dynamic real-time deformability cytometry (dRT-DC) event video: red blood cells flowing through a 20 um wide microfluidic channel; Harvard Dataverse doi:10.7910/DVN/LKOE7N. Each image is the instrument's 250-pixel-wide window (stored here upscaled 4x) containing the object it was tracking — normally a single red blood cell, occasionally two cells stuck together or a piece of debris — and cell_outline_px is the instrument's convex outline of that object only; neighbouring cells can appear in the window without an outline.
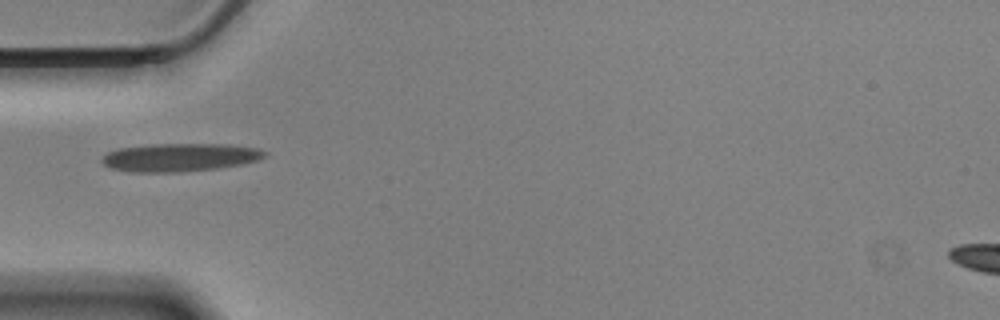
{"species": "Egyptian fruit bat (a non-hibernating species)", "species_latin": "Rousettus aegyptiacus", "temperature_condition": "cold", "stored_images_in_passage": 40, "camera_frame_rate_fps": 3000, "um_per_image_px": 0.085, "animal": {"sex": "male"}, "frame": {"image": 1, "passage_image": 1, "time_ms": 0.0, "image_size_px": [1000, 320], "cell_outline_px": [[268, 156], [260, 160], [244, 164], [216, 168], [180, 172], [128, 172], [108, 168], [100, 160], [108, 152], [120, 148], [152, 144], [228, 144], [260, 148], [268, 152]], "centroid_in_image_um": [15.34, 13.38], "position_along_channel_um": 69.7, "area_um2": 27.05}}
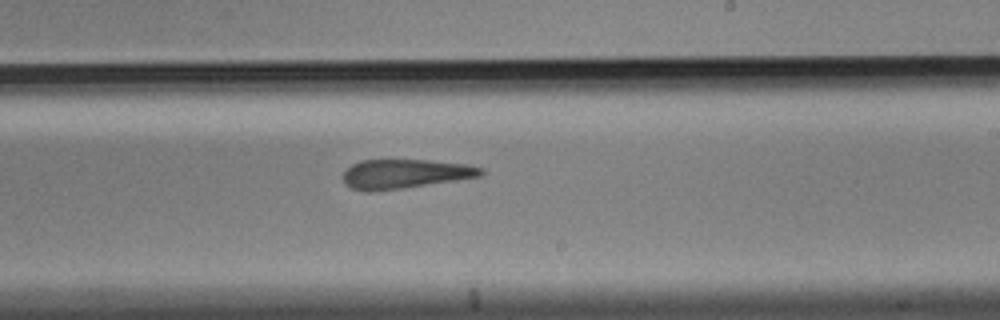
{"frame": {"image": 2, "passage_image": 17, "time_ms": 5.333, "image_size_px": [1000, 320], "cell_outline_px": [[484, 172], [480, 176], [456, 180], [404, 188], [372, 192], [368, 192], [352, 188], [344, 184], [344, 172], [352, 164], [360, 160], [428, 160], [468, 164], [484, 168]], "centroid_in_image_um": [34.42, 14.78], "position_along_channel_um": 254.6, "area_um2": 23.52}}
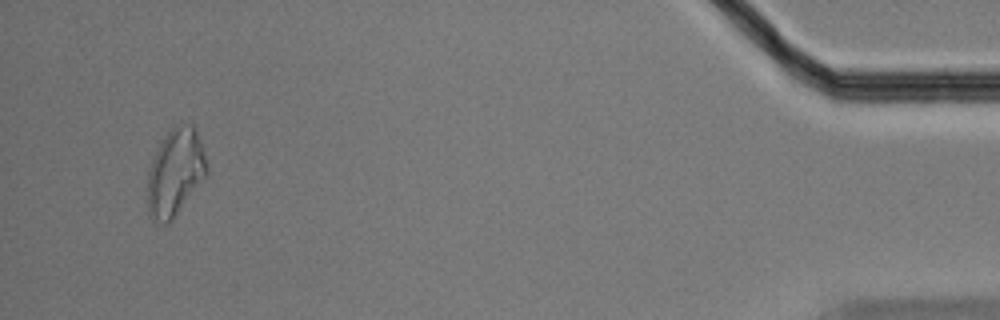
{"frame": {"image": 3, "passage_image": 38, "time_ms": 12.333, "image_size_px": [1000, 320], "cell_outline_px": [[208, 176], [172, 220], [168, 224], [160, 224], [152, 220], [148, 216], [148, 168], [164, 136], [176, 124], [192, 124], [196, 128], [200, 140], [208, 168]], "centroid_in_image_um": [14.91, 14.69], "position_along_channel_um": 420.3, "area_um2": 30.4}, "authors_computed_cell_mechanics": {"area_um2": 25.143, "velocity_mm_per_s": 3.4556, "shape_relaxation_time_tau1_ms": 5.2704, "shape_relaxation_time_tau2_ms": 3.2591, "deformation_change_tau1": 0.1543, "deformation_change_tau2": 0.1415}}